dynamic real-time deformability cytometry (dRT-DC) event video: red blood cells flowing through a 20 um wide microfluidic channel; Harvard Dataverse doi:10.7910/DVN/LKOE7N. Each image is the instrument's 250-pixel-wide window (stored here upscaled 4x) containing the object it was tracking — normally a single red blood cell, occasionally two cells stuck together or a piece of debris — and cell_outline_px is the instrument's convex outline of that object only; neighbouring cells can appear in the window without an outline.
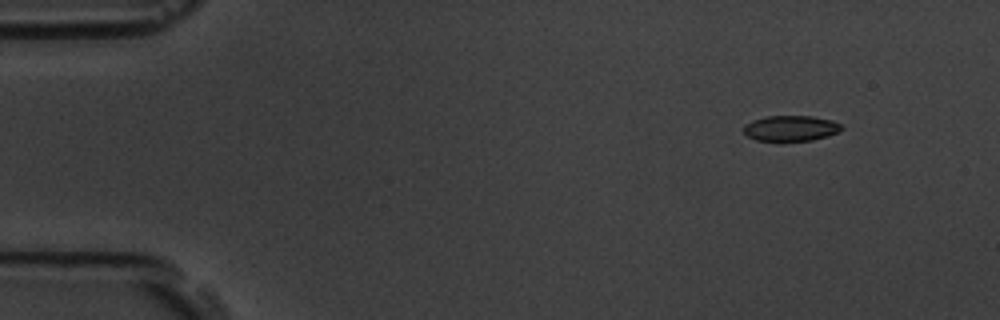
{"species": "common noctule bat (a hibernating species)", "species_latin": "Nyctalus noctula", "temperature_condition": "room temperature", "stored_images_in_passage": 4, "camera_frame_rate_fps": 3000, "um_per_image_px": 0.085, "animal": {"sex": "male", "body_mass_g": 19.5, "forearm_length_mm": 54.6}, "frame": {"image": 1, "passage_image": 1, "time_ms": 0.0, "image_size_px": [1000, 320], "cell_outline_px": [[844, 128], [828, 136], [812, 140], [784, 144], [776, 144], [756, 140], [748, 136], [744, 132], [744, 124], [752, 120], [768, 116], [812, 116], [832, 120], [840, 124]], "centroid_in_image_um": [67.17, 10.96], "position_along_channel_um": 17.8, "area_um2": 15.32}}